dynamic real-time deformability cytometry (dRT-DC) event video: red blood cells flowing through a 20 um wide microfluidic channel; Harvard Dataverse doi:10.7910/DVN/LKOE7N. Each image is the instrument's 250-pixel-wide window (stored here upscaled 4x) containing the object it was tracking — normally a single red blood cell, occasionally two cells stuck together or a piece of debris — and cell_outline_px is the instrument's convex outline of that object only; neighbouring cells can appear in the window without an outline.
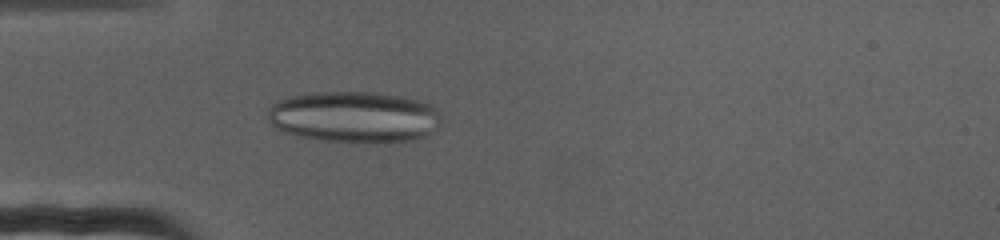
{"species": "human", "species_latin": "Homo sapiens", "temperature_condition": "cold", "stored_images_in_passage": 64, "camera_frame_rate_fps": 3000, "um_per_image_px": 0.085, "donor": {"sex": "female"}, "frame": {"image": 1, "passage_image": 12, "time_ms": 3.667, "image_size_px": [1000, 240], "cell_outline_px": [[444, 116], [440, 124], [432, 132], [416, 140], [384, 144], [376, 144], [320, 140], [296, 136], [284, 132], [276, 128], [268, 120], [268, 108], [272, 104], [288, 96], [312, 92], [376, 92], [404, 96], [420, 100], [432, 104]], "centroid_in_image_um": [30.17, 9.96], "position_along_channel_um": 54.8, "area_um2": 53.23}}
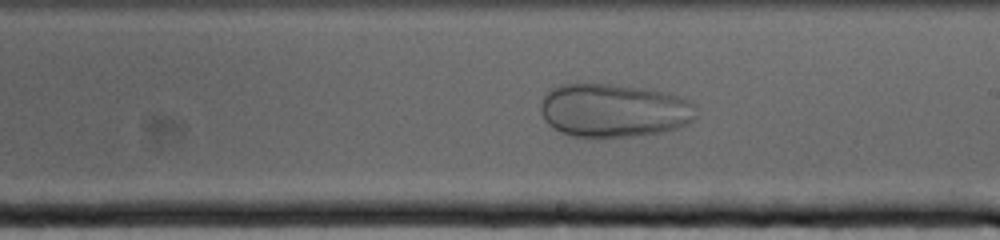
{"frame": {"image": 2, "passage_image": 33, "time_ms": 10.667, "image_size_px": [1000, 240], "cell_outline_px": [[696, 116], [688, 124], [676, 128], [660, 132], [632, 136], [572, 136], [560, 132], [548, 124], [544, 120], [540, 112], [540, 104], [544, 96], [552, 88], [560, 84], [608, 84], [644, 88], [676, 96], [688, 100], [696, 108]], "centroid_in_image_um": [52.13, 9.38], "position_along_channel_um": 236.9, "area_um2": 48.09}}
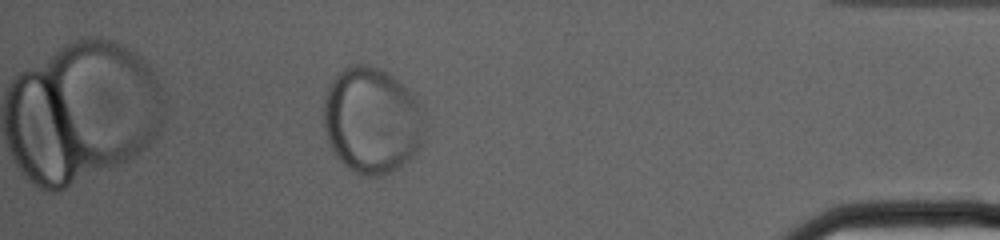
{"frame": {"image": 3, "passage_image": 56, "time_ms": 18.333, "image_size_px": [1000, 240], "cell_outline_px": [[420, 144], [416, 152], [408, 160], [392, 172], [384, 176], [364, 176], [352, 172], [336, 156], [328, 144], [324, 132], [324, 92], [328, 84], [344, 68], [352, 64], [368, 64], [388, 72], [408, 88], [416, 96], [420, 112]], "centroid_in_image_um": [31.53, 10.23], "position_along_channel_um": 403.7, "area_um2": 62.42}}